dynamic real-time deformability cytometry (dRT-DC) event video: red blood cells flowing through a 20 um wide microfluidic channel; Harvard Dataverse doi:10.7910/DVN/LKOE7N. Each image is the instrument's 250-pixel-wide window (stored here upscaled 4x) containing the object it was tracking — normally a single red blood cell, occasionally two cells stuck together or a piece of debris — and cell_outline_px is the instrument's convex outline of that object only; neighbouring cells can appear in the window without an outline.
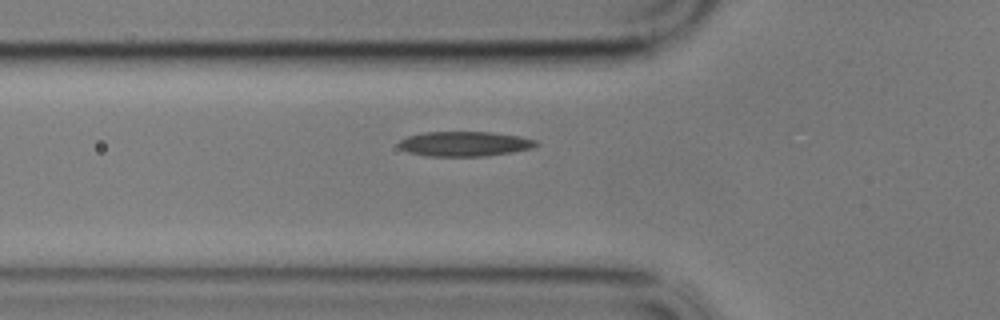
{"species": "common noctule bat (a hibernating species)", "species_latin": "Nyctalus noctula", "temperature_condition": "cold", "stored_images_in_passage": 10, "camera_frame_rate_fps": 3000, "um_per_image_px": 0.085, "animal": {"sex": "male", "body_mass_g": 17.9}, "frame": {"image": 1, "passage_image": 8, "time_ms": 2.333, "image_size_px": [1000, 320], "cell_outline_px": [[540, 144], [532, 148], [512, 152], [488, 156], [424, 156], [408, 152], [400, 148], [396, 144], [400, 140], [408, 136], [424, 132], [492, 132], [520, 136], [536, 140]], "centroid_in_image_um": [39.49, 12.23], "position_along_channel_um": 86.3, "area_um2": 20.06}}